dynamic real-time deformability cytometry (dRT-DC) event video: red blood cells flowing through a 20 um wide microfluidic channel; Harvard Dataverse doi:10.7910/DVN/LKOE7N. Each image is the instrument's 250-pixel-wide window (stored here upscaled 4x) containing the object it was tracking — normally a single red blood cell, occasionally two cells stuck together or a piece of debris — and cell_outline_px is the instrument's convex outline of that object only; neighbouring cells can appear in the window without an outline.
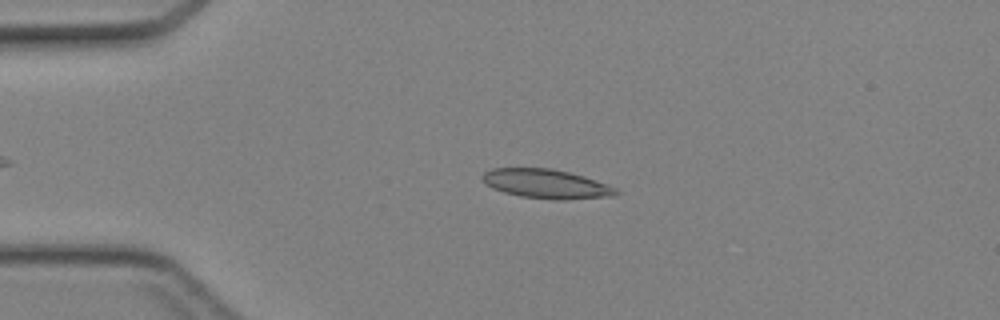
{"species": "Egyptian fruit bat (a non-hibernating species)", "species_latin": "Rousettus aegyptiacus", "temperature_condition": "cold", "stored_images_in_passage": 39, "camera_frame_rate_fps": 3000, "um_per_image_px": 0.085, "animal": {"sex": "female"}, "frame": {"image": 1, "passage_image": 10, "time_ms": 3.0, "image_size_px": [1000, 320], "cell_outline_px": [[620, 192], [616, 196], [564, 200], [552, 200], [520, 196], [504, 192], [492, 188], [484, 184], [480, 176], [484, 172], [492, 168], [552, 168], [584, 176], [608, 184], [616, 188]], "centroid_in_image_um": [46.43, 15.63], "position_along_channel_um": 38.6, "area_um2": 23.06}}
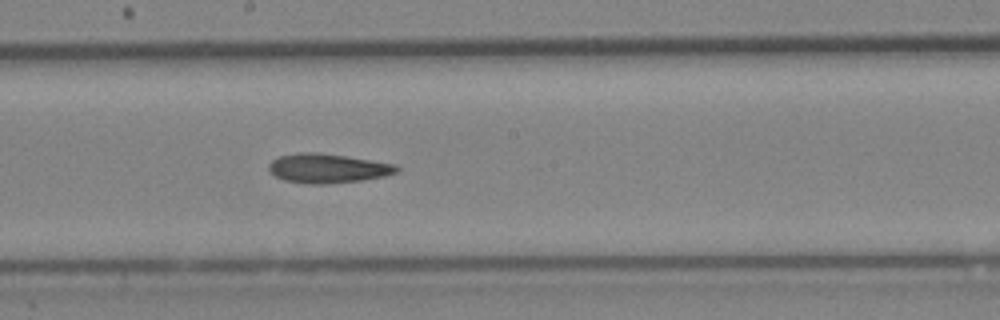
{"frame": {"image": 2, "passage_image": 24, "time_ms": 7.667, "image_size_px": [1000, 320], "cell_outline_px": [[400, 168], [396, 172], [384, 176], [360, 180], [324, 184], [308, 184], [284, 180], [276, 176], [268, 168], [268, 164], [272, 160], [280, 156], [300, 152], [316, 152], [372, 160], [396, 164]], "centroid_in_image_um": [27.84, 14.3], "position_along_channel_um": 220.4, "area_um2": 21.62}}
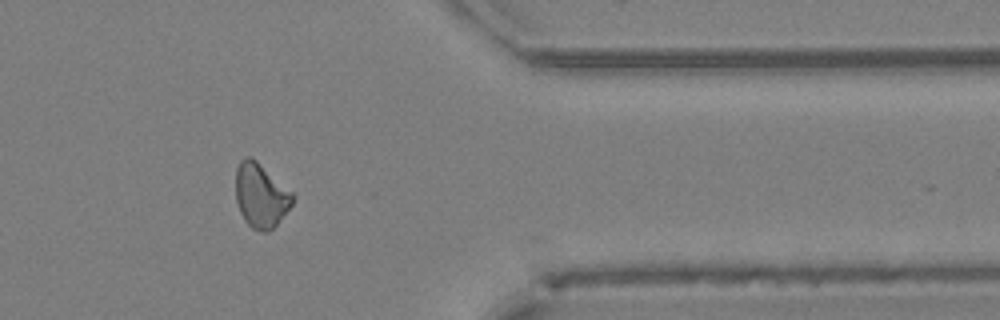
{"frame": {"image": 3, "passage_image": 36, "time_ms": 11.667, "image_size_px": [1000, 320], "cell_outline_px": [[292, 204], [276, 224], [268, 232], [260, 232], [252, 228], [244, 220], [240, 212], [236, 200], [236, 168], [240, 160], [244, 156], [252, 156], [292, 192]], "centroid_in_image_um": [22.13, 16.6], "position_along_channel_um": 389.3, "area_um2": 21.15}}